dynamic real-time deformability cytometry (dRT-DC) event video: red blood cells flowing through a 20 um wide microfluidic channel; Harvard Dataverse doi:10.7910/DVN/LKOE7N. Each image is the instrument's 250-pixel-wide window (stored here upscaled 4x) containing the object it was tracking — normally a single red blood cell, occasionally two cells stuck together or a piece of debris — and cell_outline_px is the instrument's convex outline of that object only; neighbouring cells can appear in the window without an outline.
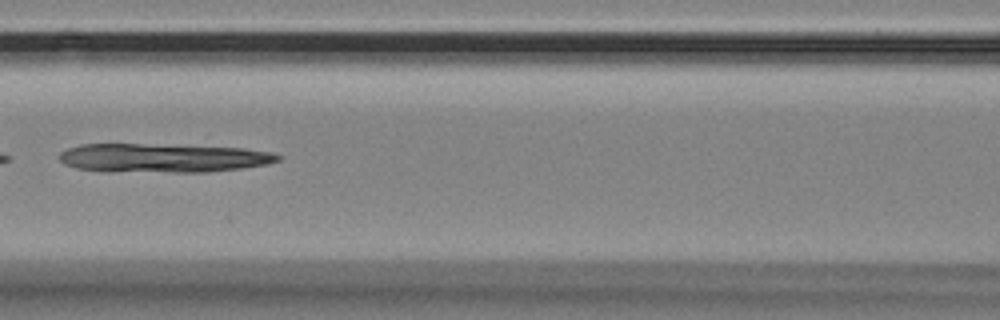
{"species": "Egyptian fruit bat (a non-hibernating species)", "species_latin": "Rousettus aegyptiacus", "temperature_condition": "room temperature", "stored_images_in_passage": 7, "camera_frame_rate_fps": 3000, "um_per_image_px": 0.085, "animal": {"sex": "female"}, "frame": {"image": 1, "passage_image": 3, "time_ms": 0.667, "image_size_px": [1000, 320], "cell_outline_px": [[284, 156], [280, 160], [268, 164], [244, 168], [208, 172], [176, 172], [76, 168], [64, 164], [60, 160], [60, 152], [68, 148], [80, 144], [140, 144], [244, 148], [272, 152]], "centroid_in_image_um": [13.97, 13.41], "position_along_channel_um": 152.6, "area_um2": 36.13}}
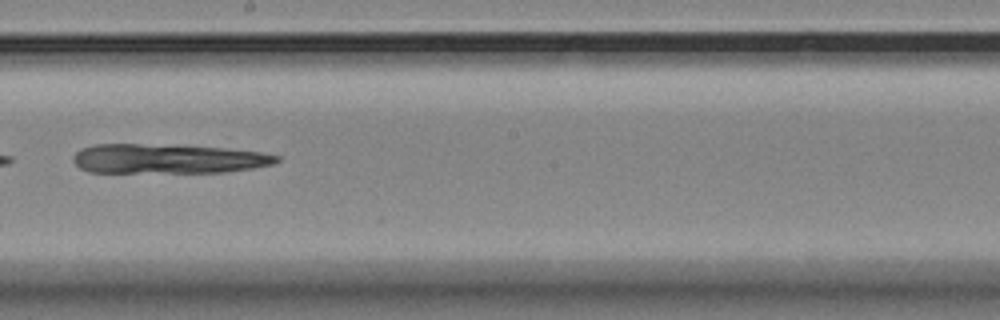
{"frame": {"image": 2, "passage_image": 5, "time_ms": 1.333, "image_size_px": [1000, 320], "cell_outline_px": [[280, 160], [272, 164], [252, 168], [224, 172], [88, 172], [80, 168], [72, 160], [72, 156], [80, 148], [96, 144], [140, 144], [224, 148], [260, 152], [280, 156]], "centroid_in_image_um": [14.22, 13.5], "position_along_channel_um": 234.0, "area_um2": 34.74}}
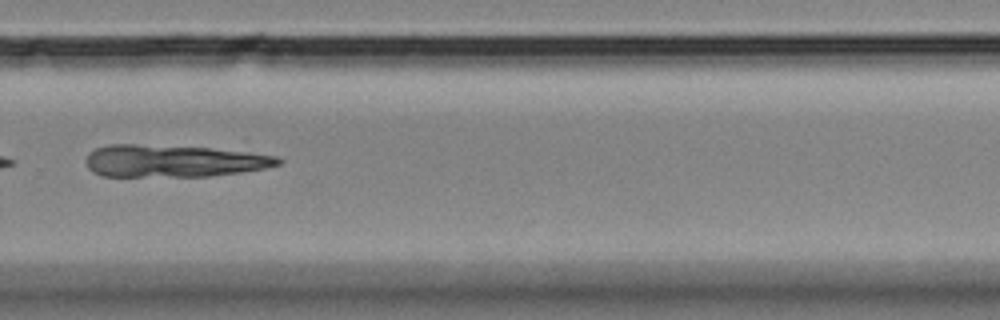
{"frame": {"image": 3, "passage_image": 7, "time_ms": 2.0, "image_size_px": [1000, 320], "cell_outline_px": [[284, 160], [280, 164], [264, 168], [240, 172], [208, 176], [104, 176], [92, 172], [88, 168], [84, 160], [88, 152], [96, 148], [108, 144], [132, 144], [212, 148], [280, 156]], "centroid_in_image_um": [14.71, 13.68], "position_along_channel_um": 315.1, "area_um2": 36.13}}